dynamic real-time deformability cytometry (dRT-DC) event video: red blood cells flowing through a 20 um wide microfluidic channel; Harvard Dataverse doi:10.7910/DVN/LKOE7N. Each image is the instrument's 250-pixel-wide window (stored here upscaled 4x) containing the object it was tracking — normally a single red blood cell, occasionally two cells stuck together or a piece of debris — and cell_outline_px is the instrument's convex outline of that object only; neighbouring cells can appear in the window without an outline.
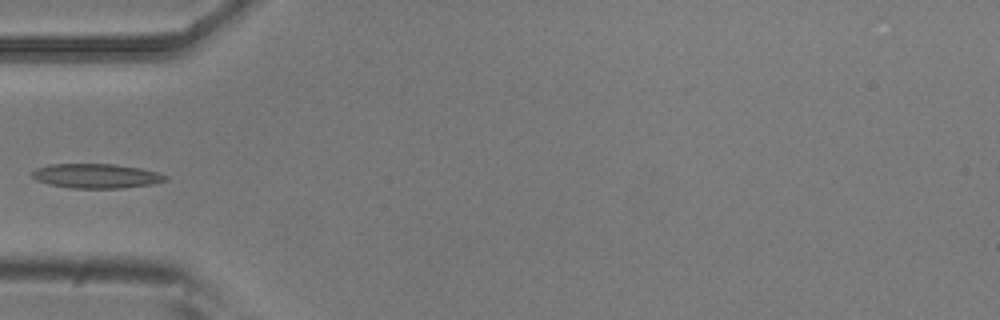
{"species": "common noctule bat (a hibernating species)", "species_latin": "Nyctalus noctula", "temperature_condition": "room temperature", "stored_images_in_passage": 5, "camera_frame_rate_fps": 3000, "um_per_image_px": 0.085, "animal": {"sex": "male", "body_mass_g": 20.5, "forearm_length_mm": 52.5}, "frame": {"image": 1, "passage_image": 5, "time_ms": 1.333, "image_size_px": [1000, 320], "cell_outline_px": [[168, 180], [152, 184], [124, 188], [68, 188], [48, 184], [36, 180], [32, 176], [32, 172], [36, 168], [48, 164], [116, 164], [140, 168], [156, 172], [168, 176]], "centroid_in_image_um": [8.17, 14.96], "position_along_channel_um": 76.8, "area_um2": 19.13}}